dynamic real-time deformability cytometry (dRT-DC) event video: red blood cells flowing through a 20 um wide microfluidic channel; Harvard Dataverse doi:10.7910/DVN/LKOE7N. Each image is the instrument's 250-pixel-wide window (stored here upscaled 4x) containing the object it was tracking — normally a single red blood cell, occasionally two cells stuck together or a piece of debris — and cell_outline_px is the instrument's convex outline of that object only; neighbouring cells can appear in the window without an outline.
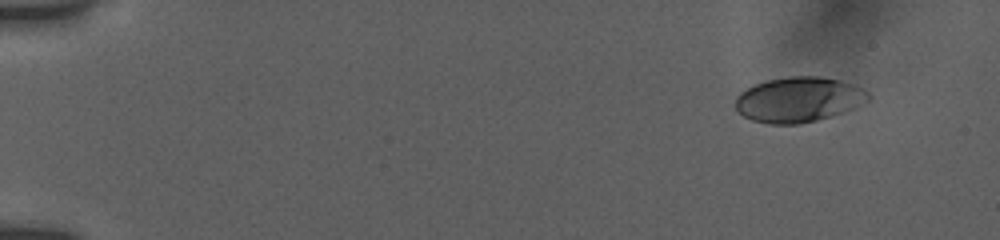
{"species": "human", "species_latin": "Homo sapiens", "temperature_condition": "room temperature", "stored_images_in_passage": 9, "camera_frame_rate_fps": 3000, "um_per_image_px": 0.085, "donor": {"sex": "female"}, "frame": {"image": 1, "passage_image": 2, "time_ms": 0.333, "image_size_px": [1000, 240], "cell_outline_px": [[872, 96], [868, 100], [840, 112], [816, 120], [796, 124], [768, 124], [752, 120], [744, 116], [736, 108], [736, 96], [740, 92], [756, 84], [768, 80], [788, 76], [820, 76], [840, 80], [856, 84], [864, 88]], "centroid_in_image_um": [67.88, 8.44], "position_along_channel_um": 17.1, "area_um2": 34.62}}
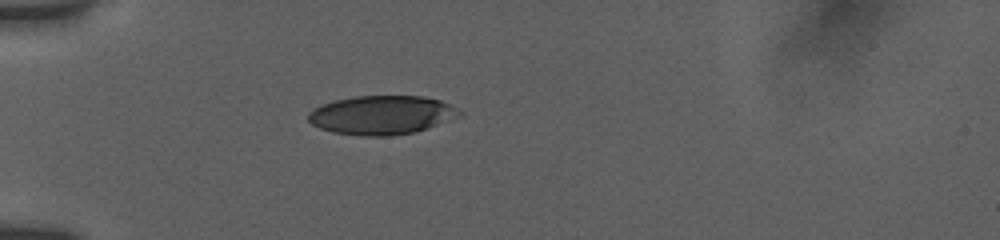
{"frame": {"image": 2, "passage_image": 7, "time_ms": 2.0, "image_size_px": [1000, 240], "cell_outline_px": [[464, 112], [460, 116], [416, 132], [388, 136], [364, 136], [332, 132], [320, 128], [312, 124], [308, 120], [308, 112], [320, 104], [336, 100], [356, 96], [424, 96], [440, 100]], "centroid_in_image_um": [32.43, 9.78], "position_along_channel_um": 52.6, "area_um2": 34.28}}
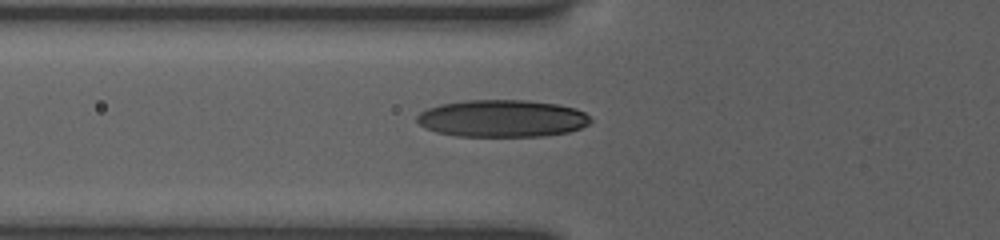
{"frame": {"image": 3, "passage_image": 9, "time_ms": 2.667, "image_size_px": [1000, 240], "cell_outline_px": [[592, 120], [588, 124], [580, 128], [568, 132], [544, 136], [456, 136], [436, 132], [424, 128], [416, 120], [416, 116], [420, 112], [428, 108], [440, 104], [464, 100], [528, 100], [560, 104], [576, 108], [584, 112]], "centroid_in_image_um": [42.68, 10.06], "position_along_channel_um": 83.1, "area_um2": 37.92}}